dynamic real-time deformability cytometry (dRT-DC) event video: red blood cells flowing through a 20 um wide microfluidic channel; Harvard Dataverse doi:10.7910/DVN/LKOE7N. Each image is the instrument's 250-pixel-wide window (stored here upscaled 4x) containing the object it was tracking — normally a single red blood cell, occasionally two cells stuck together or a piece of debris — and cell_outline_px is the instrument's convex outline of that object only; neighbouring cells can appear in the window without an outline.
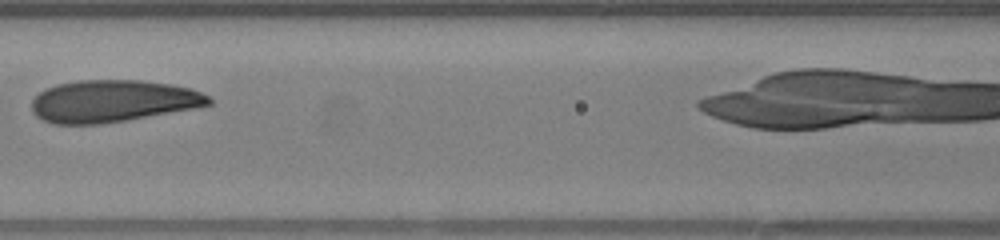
{"species": "human", "species_latin": "Homo sapiens", "temperature_condition": "warm", "stored_images_in_passage": 22, "camera_frame_rate_fps": 3000, "um_per_image_px": 0.085, "donor": {"sex": "female"}, "frame": {"image": 1, "passage_image": 7, "time_ms": 2.0, "image_size_px": [1000, 240], "cell_outline_px": [[212, 104], [200, 108], [100, 124], [52, 124], [36, 116], [32, 112], [32, 100], [44, 88], [56, 84], [76, 80], [140, 80], [172, 84], [192, 88], [208, 96], [212, 100]], "centroid_in_image_um": [9.6, 8.59], "position_along_channel_um": 157.0, "area_um2": 43.87}}